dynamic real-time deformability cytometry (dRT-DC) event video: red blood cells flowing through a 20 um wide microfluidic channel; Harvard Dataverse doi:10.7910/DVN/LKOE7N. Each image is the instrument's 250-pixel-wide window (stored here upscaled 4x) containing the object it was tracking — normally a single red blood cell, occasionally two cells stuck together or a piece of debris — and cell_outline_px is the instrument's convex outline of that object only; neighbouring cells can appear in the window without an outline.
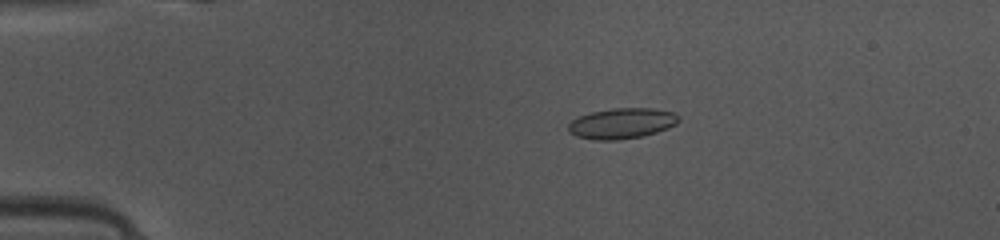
{"species": "common noctule bat (a hibernating species)", "species_latin": "Nyctalus noctula", "temperature_condition": "warm", "stored_images_in_passage": 47, "camera_frame_rate_fps": 3000, "um_per_image_px": 0.085, "animal": {"sex": "female", "body_mass_g": 10.0, "forearm_length_mm": 53.1}, "frame": {"image": 1, "passage_image": 9, "time_ms": 2.667, "image_size_px": [1000, 240], "cell_outline_px": [[680, 120], [676, 124], [668, 128], [644, 136], [616, 140], [592, 140], [576, 136], [568, 132], [568, 124], [572, 120], [580, 116], [592, 112], [612, 108], [652, 108], [672, 112], [680, 116]], "centroid_in_image_um": [52.85, 10.49], "position_along_channel_um": 32.1, "area_um2": 19.77}}
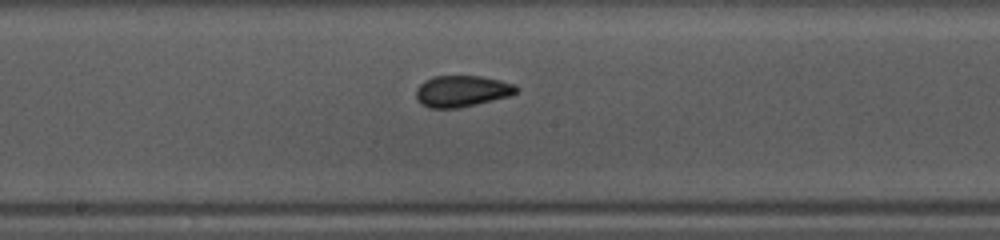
{"frame": {"image": 2, "passage_image": 25, "time_ms": 8.0, "image_size_px": [1000, 240], "cell_outline_px": [[520, 88], [516, 92], [508, 96], [460, 108], [428, 108], [420, 104], [416, 100], [416, 88], [424, 80], [432, 76], [480, 76], [500, 80], [516, 84]], "centroid_in_image_um": [39.23, 7.74], "position_along_channel_um": 209.0, "area_um2": 18.5}}
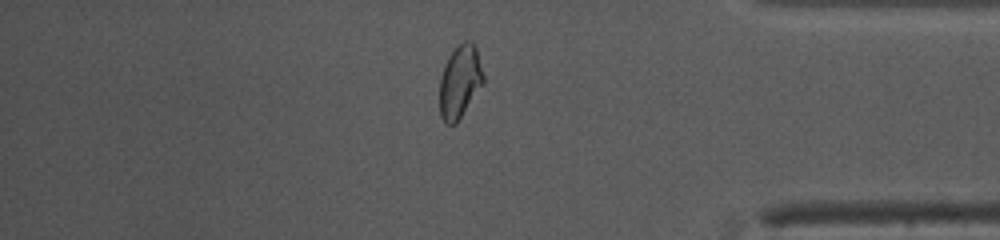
{"frame": {"image": 3, "passage_image": 40, "time_ms": 13.0, "image_size_px": [1000, 240], "cell_outline_px": [[484, 84], [456, 124], [444, 124], [440, 116], [440, 76], [444, 64], [448, 56], [456, 44], [464, 40], [468, 40], [476, 48], [484, 76]], "centroid_in_image_um": [39.08, 6.94], "position_along_channel_um": 396.1, "area_um2": 18.9}, "authors_computed_cell_mechanics": {"area_um2": 18.6694, "velocity_mm_per_s": 4.164, "shape_relaxation_time_tau1_ms": 8.7771, "shape_relaxation_time_tau2_ms": 0.7036, "deformation_change_tau1": 0.1723, "deformation_change_tau2": 0.0495}}